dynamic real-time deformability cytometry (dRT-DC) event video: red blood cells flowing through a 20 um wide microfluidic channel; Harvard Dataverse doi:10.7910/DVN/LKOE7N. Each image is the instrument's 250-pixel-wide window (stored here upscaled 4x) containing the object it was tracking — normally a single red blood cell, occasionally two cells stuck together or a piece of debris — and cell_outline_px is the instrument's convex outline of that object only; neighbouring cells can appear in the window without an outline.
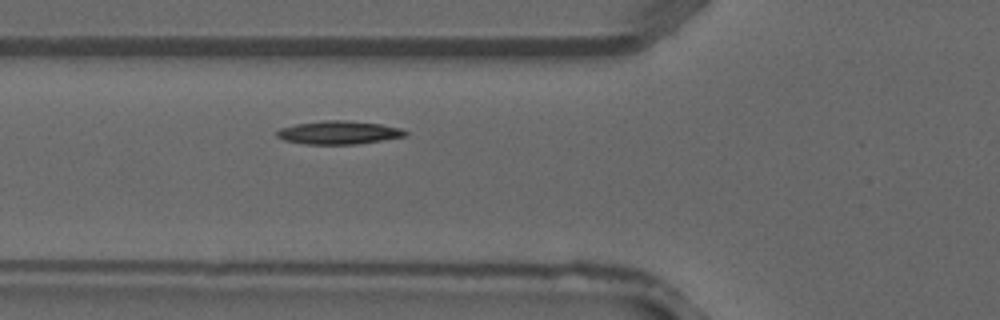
{"species": "common noctule bat (a hibernating species)", "species_latin": "Nyctalus noctula", "temperature_condition": "warm", "stored_images_in_passage": 4, "camera_frame_rate_fps": 3000, "um_per_image_px": 0.085, "animal": {"sex": "male", "forearm_length_mm": 52.5}, "frame": {"image": 1, "passage_image": 4, "time_ms": 1.0, "image_size_px": [1000, 320], "cell_outline_px": [[408, 132], [404, 136], [356, 144], [304, 144], [284, 140], [276, 136], [276, 132], [280, 128], [296, 124], [324, 120], [348, 120], [380, 124], [400, 128]], "centroid_in_image_um": [28.75, 11.26], "position_along_channel_um": 97.1, "area_um2": 17.28}}